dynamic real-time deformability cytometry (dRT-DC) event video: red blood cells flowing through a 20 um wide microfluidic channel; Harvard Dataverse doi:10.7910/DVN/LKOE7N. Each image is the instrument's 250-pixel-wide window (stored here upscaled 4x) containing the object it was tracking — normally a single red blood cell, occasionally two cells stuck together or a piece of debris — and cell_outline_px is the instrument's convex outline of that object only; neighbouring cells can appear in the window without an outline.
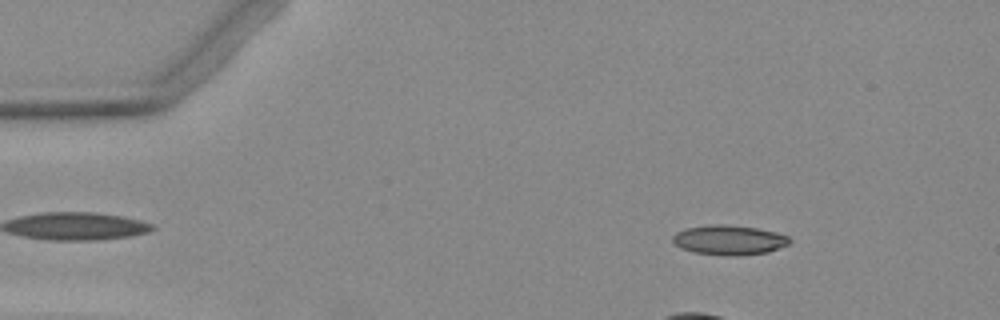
{"species": "Egyptian fruit bat (a non-hibernating species)", "species_latin": "Rousettus aegyptiacus", "temperature_condition": "warm", "stored_images_in_passage": 4, "camera_frame_rate_fps": 3000, "um_per_image_px": 0.085, "animal": {"sex": "female"}, "frame": {"image": 1, "passage_image": 2, "time_ms": 1.0, "image_size_px": [1000, 320], "cell_outline_px": [[792, 240], [788, 244], [768, 252], [736, 256], [732, 256], [692, 252], [680, 248], [672, 240], [672, 236], [676, 232], [684, 228], [712, 224], [724, 224], [756, 228], [776, 232], [788, 236]], "centroid_in_image_um": [61.95, 20.39], "position_along_channel_um": 23.1, "area_um2": 20.29}}